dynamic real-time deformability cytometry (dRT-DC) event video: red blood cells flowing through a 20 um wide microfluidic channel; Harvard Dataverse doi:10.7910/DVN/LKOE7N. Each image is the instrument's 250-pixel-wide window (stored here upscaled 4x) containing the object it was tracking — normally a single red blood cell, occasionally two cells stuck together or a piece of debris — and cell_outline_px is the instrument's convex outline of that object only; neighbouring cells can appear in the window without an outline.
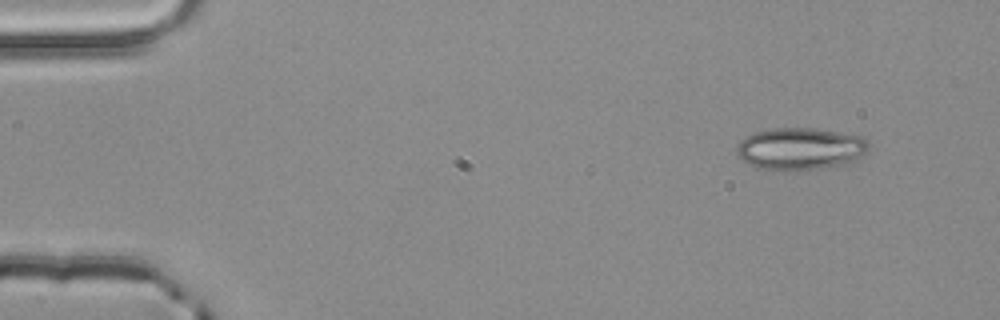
{"species": "common noctule bat (a hibernating species)", "species_latin": "Nyctalus noctula", "temperature_condition": "room temperature", "stored_images_in_passage": 3, "camera_frame_rate_fps": 3000, "um_per_image_px": 0.085, "animal": {"sex": "male", "body_mass_g": 20.4}, "frame": {"image": 1, "passage_image": 3, "time_ms": 0.667, "image_size_px": [1000, 320], "cell_outline_px": [[872, 144], [852, 164], [796, 172], [784, 172], [756, 168], [748, 164], [736, 156], [736, 144], [740, 140], [756, 132], [772, 128], [812, 128], [864, 136]], "centroid_in_image_um": [68.03, 12.68], "position_along_channel_um": 17.0, "area_um2": 33.47}}